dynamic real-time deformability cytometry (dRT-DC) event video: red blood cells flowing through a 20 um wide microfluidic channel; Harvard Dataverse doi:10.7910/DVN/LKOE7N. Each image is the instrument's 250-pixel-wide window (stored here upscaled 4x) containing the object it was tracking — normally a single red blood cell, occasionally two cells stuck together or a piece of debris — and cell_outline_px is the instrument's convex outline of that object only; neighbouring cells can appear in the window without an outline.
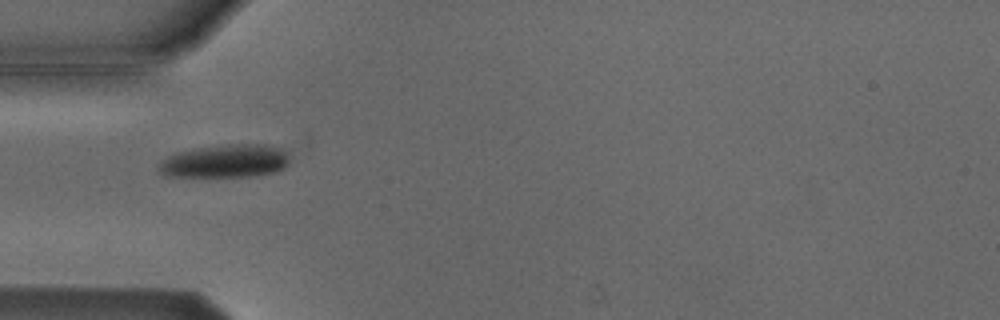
{"species": "Egyptian fruit bat (a non-hibernating species)", "species_latin": "Rousettus aegyptiacus", "temperature_condition": "cold", "stored_images_in_passage": 4, "camera_frame_rate_fps": 3000, "um_per_image_px": 0.085, "animal": {"sex": "male"}, "frame": {"image": 1, "passage_image": 2, "time_ms": 1.0, "image_size_px": [1000, 320], "cell_outline_px": [[288, 164], [284, 168], [276, 172], [252, 176], [164, 176], [156, 172], [156, 164], [160, 160], [172, 152], [192, 148], [228, 144], [272, 144], [280, 148], [284, 152], [288, 160]], "centroid_in_image_um": [19.04, 13.68], "position_along_channel_um": 66.0, "area_um2": 25.84}}
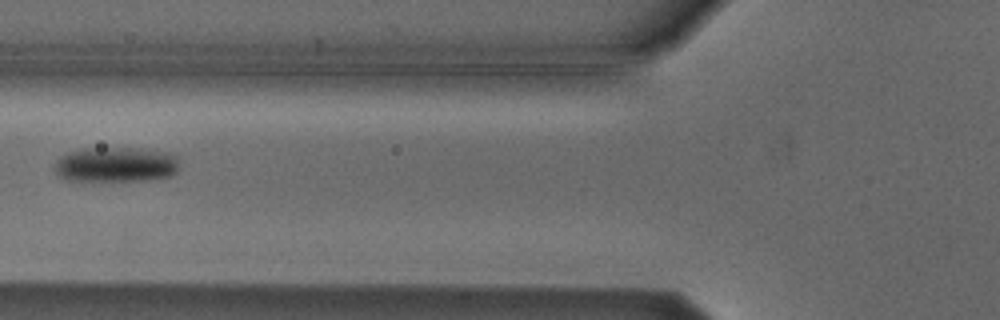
{"frame": {"image": 2, "passage_image": 3, "time_ms": 2.333, "image_size_px": [1000, 320], "cell_outline_px": [[180, 168], [172, 176], [148, 180], [68, 180], [60, 176], [52, 168], [56, 160], [60, 156], [68, 152], [80, 148], [140, 148], [168, 152], [180, 156]], "centroid_in_image_um": [9.9, 13.97], "position_along_channel_um": 115.9, "area_um2": 26.01}}
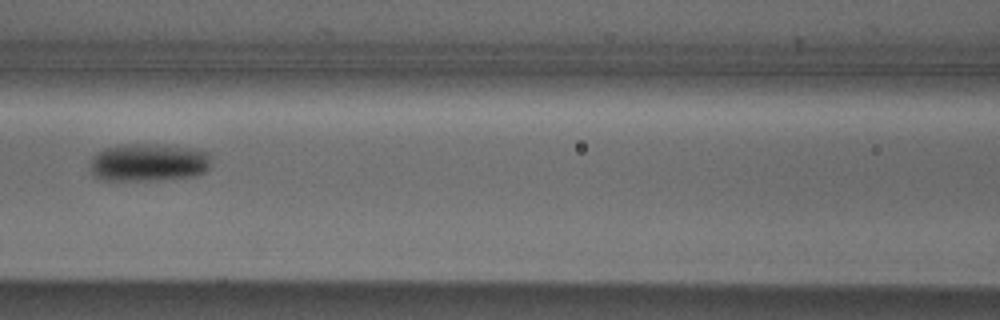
{"frame": {"image": 3, "passage_image": 4, "time_ms": 3.333, "image_size_px": [1000, 320], "cell_outline_px": [[208, 168], [204, 172], [196, 176], [156, 180], [100, 180], [92, 176], [88, 168], [92, 156], [96, 152], [104, 148], [120, 144], [160, 144], [188, 148], [208, 152]], "centroid_in_image_um": [12.52, 13.81], "position_along_channel_um": 154.1, "area_um2": 26.99}}